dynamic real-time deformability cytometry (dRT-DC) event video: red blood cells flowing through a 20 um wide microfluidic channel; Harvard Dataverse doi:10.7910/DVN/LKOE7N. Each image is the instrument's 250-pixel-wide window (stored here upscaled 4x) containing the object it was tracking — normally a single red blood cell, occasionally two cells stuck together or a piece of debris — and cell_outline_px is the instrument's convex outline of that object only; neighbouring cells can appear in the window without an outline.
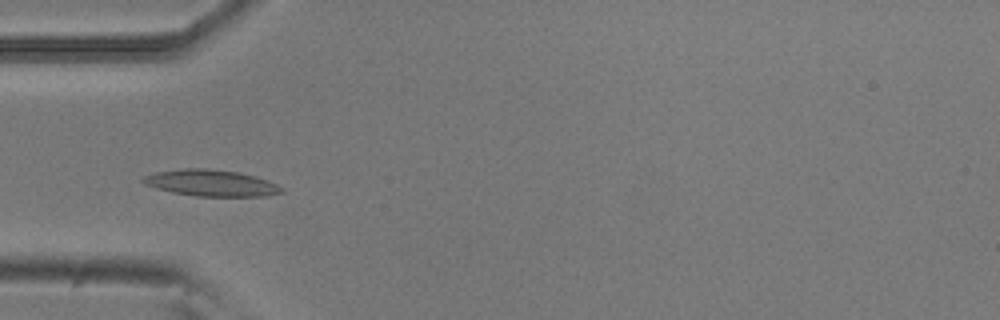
{"species": "common noctule bat (a hibernating species)", "species_latin": "Nyctalus noctula", "temperature_condition": "room temperature", "stored_images_in_passage": 40, "camera_frame_rate_fps": 3000, "um_per_image_px": 0.085, "animal": {"sex": "male", "body_mass_g": 20.5, "forearm_length_mm": 52.5}, "frame": {"image": 1, "passage_image": 12, "time_ms": 3.667, "image_size_px": [1000, 320], "cell_outline_px": [[284, 192], [268, 196], [196, 196], [172, 192], [156, 188], [144, 184], [140, 180], [144, 176], [156, 172], [184, 168], [204, 168], [240, 172], [256, 176], [268, 180], [284, 188]], "centroid_in_image_um": [17.97, 15.55], "position_along_channel_um": 67.0, "area_um2": 21.44}}
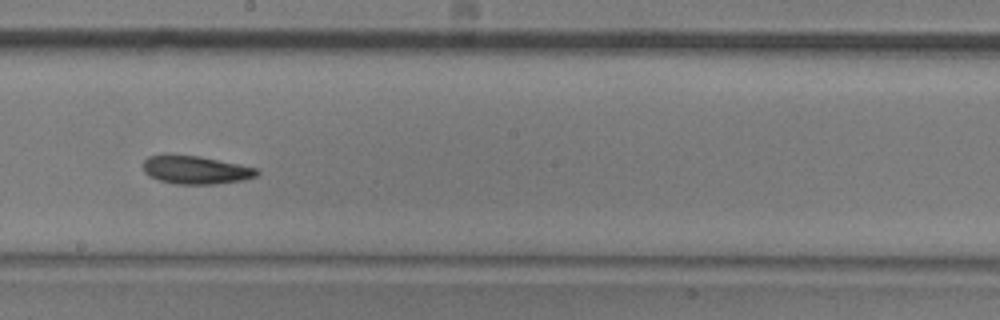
{"frame": {"image": 2, "passage_image": 25, "time_ms": 8.0, "image_size_px": [1000, 320], "cell_outline_px": [[260, 172], [256, 176], [244, 180], [212, 184], [176, 184], [160, 180], [148, 176], [144, 172], [144, 160], [148, 156], [168, 152], [200, 156], [240, 164], [256, 168]], "centroid_in_image_um": [16.59, 14.41], "position_along_channel_um": 231.6, "area_um2": 19.13}}
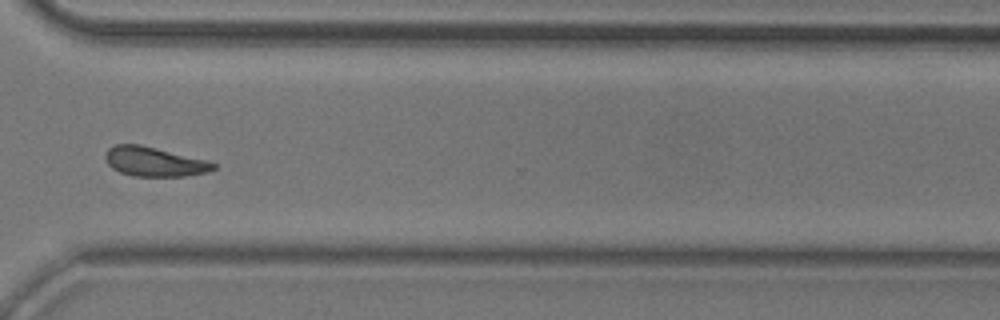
{"frame": {"image": 3, "passage_image": 35, "time_ms": 11.333, "image_size_px": [1000, 320], "cell_outline_px": [[216, 168], [208, 172], [184, 176], [132, 176], [120, 172], [112, 168], [108, 164], [104, 156], [108, 148], [116, 144], [140, 144], [208, 160], [216, 164]], "centroid_in_image_um": [13.11, 13.74], "position_along_channel_um": 357.5, "area_um2": 18.61}, "authors_computed_cell_mechanics": {"area_um2": 18.8717, "velocity_mm_per_s": 3.7833, "shape_relaxation_time_tau1_ms": 4.0499, "shape_relaxation_time_tau2_ms": 2.9421, "deformation_change_tau1": 0.116, "deformation_change_tau2": 0.1005}}